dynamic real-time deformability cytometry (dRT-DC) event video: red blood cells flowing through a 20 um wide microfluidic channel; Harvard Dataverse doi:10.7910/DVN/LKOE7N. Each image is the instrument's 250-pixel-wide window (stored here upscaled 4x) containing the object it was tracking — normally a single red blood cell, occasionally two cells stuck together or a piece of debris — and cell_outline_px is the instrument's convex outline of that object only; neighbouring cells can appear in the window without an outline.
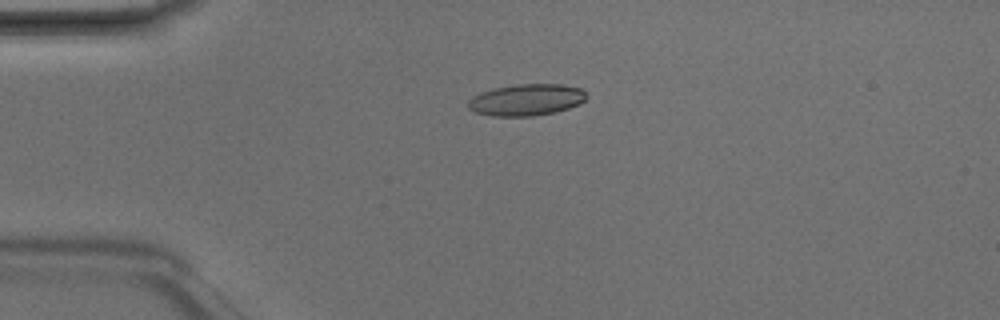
{"species": "Egyptian fruit bat (a non-hibernating species)", "species_latin": "Rousettus aegyptiacus", "temperature_condition": "room temperature", "stored_images_in_passage": 3, "camera_frame_rate_fps": 3000, "um_per_image_px": 0.085, "animal": {"sex": "male"}, "frame": {"image": 1, "passage_image": 3, "time_ms": 0.667, "image_size_px": [1000, 320], "cell_outline_px": [[588, 96], [580, 104], [556, 112], [532, 116], [492, 116], [476, 112], [468, 108], [468, 100], [472, 96], [480, 92], [492, 88], [516, 84], [564, 84], [580, 88]], "centroid_in_image_um": [44.73, 8.48], "position_along_channel_um": 40.3, "area_um2": 21.96}}